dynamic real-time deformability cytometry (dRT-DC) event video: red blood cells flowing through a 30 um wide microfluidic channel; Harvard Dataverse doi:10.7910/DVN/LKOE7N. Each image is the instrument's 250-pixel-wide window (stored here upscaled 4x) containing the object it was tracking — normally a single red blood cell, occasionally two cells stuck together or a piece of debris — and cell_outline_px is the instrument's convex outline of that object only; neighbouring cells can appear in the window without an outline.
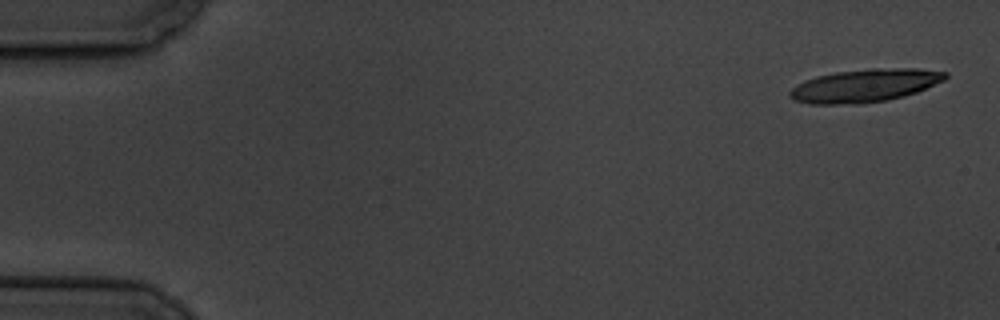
{"species": "common noctule bat (a hibernating species)", "species_latin": "Nyctalus noctula", "temperature_condition": "cold", "stored_images_in_passage": 11, "camera_frame_rate_fps": 3000, "um_per_image_px": 0.085, "animal": {"sex": "male", "body_mass_g": 19.5, "forearm_length_mm": 54.6}, "frame": {"image": 1, "passage_image": 1, "time_ms": 0.0, "image_size_px": [1000, 320], "cell_outline_px": [[948, 76], [944, 80], [916, 92], [904, 96], [888, 100], [856, 104], [808, 104], [792, 100], [788, 96], [788, 92], [792, 88], [804, 80], [816, 76], [836, 72], [868, 68], [920, 68], [948, 72]], "centroid_in_image_um": [73.49, 7.27], "position_along_channel_um": 11.5, "area_um2": 30.17}}
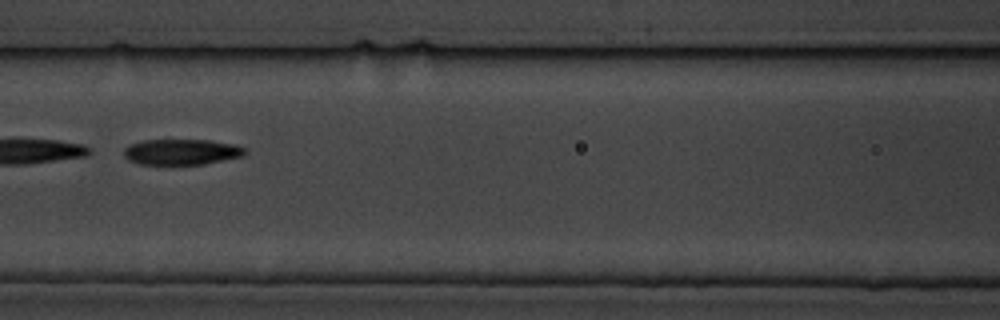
{"frame": {"image": 2, "passage_image": 7, "time_ms": 8.0, "image_size_px": [1000, 320], "cell_outline_px": [[248, 152], [244, 156], [204, 164], [140, 164], [128, 160], [124, 156], [124, 148], [128, 144], [144, 140], [208, 140], [236, 144], [244, 148]], "centroid_in_image_um": [15.44, 12.91], "position_along_channel_um": 151.2, "area_um2": 18.26}}